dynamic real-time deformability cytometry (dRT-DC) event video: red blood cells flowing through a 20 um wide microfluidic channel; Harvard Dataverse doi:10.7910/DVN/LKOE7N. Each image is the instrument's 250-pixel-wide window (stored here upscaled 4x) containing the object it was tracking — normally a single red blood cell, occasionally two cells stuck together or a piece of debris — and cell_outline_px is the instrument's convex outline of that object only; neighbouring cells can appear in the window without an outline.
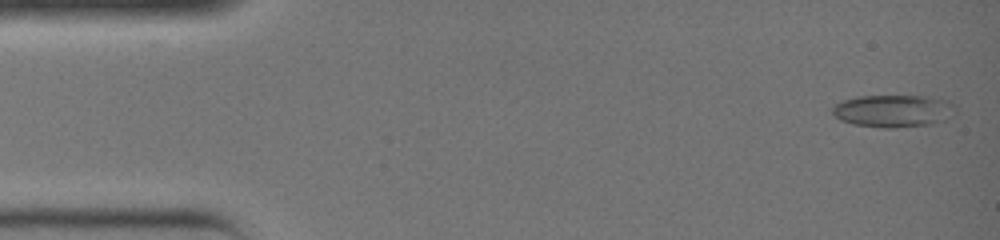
{"species": "common noctule bat (a hibernating species)", "species_latin": "Nyctalus noctula", "temperature_condition": "warm", "stored_images_in_passage": 36, "camera_frame_rate_fps": 3000, "um_per_image_px": 0.085, "animal": {"sex": "female", "body_mass_g": 19.0, "forearm_length_mm": 51.5}, "frame": {"image": 1, "passage_image": 1, "time_ms": 0.0, "image_size_px": [1000, 240], "cell_outline_px": [[956, 112], [932, 124], [892, 128], [884, 128], [852, 124], [840, 120], [832, 112], [832, 108], [836, 104], [844, 100], [860, 96], [924, 96], [948, 100], [956, 108]], "centroid_in_image_um": [75.91, 9.43], "position_along_channel_um": 9.1, "area_um2": 23.0}}
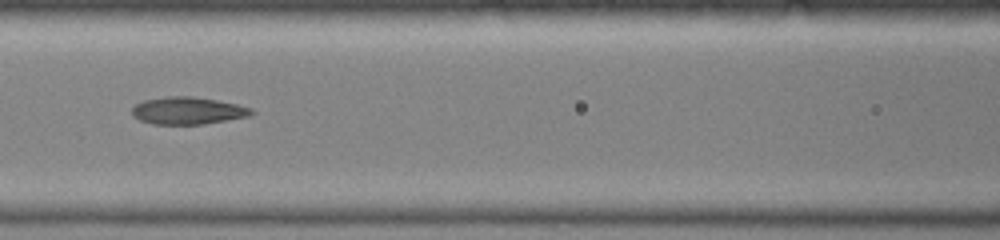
{"frame": {"image": 2, "passage_image": 16, "time_ms": 5.0, "image_size_px": [1000, 240], "cell_outline_px": [[256, 112], [248, 116], [204, 124], [152, 124], [140, 120], [132, 116], [132, 108], [136, 104], [144, 100], [168, 96], [192, 96], [216, 100], [236, 104], [252, 108]], "centroid_in_image_um": [15.95, 9.4], "position_along_channel_um": 150.6, "area_um2": 18.96}}
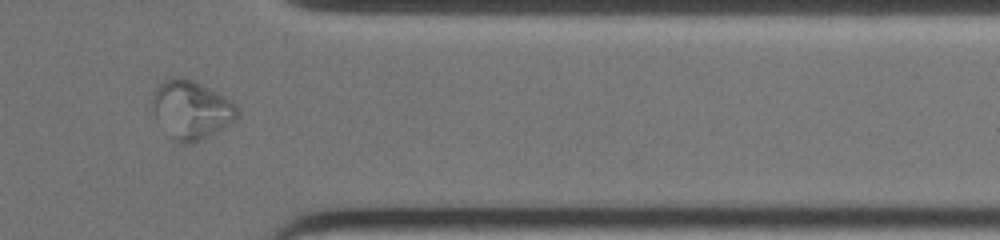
{"frame": {"image": 3, "passage_image": 30, "time_ms": 9.667, "image_size_px": [1000, 240], "cell_outline_px": [[240, 116], [232, 124], [200, 140], [188, 144], [180, 144], [172, 140], [156, 120], [152, 112], [152, 92], [156, 84], [172, 76], [180, 76], [192, 80], [228, 96], [240, 108]], "centroid_in_image_um": [16.26, 9.32], "position_along_channel_um": 395.1, "area_um2": 30.0}}